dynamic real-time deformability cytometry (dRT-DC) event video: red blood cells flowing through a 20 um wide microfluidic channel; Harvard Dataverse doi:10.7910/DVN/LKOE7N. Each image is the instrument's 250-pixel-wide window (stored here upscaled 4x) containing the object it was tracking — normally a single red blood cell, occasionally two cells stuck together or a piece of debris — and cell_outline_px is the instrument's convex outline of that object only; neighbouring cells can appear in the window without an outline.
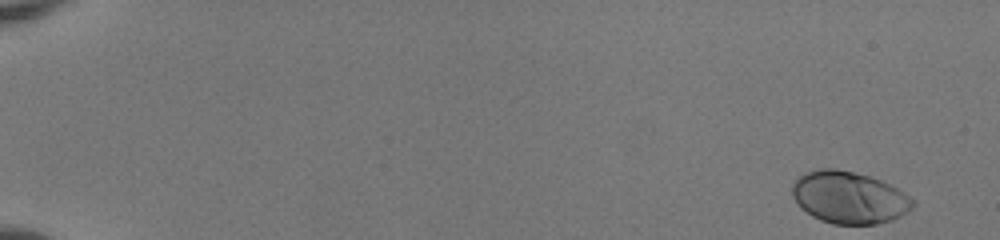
{"species": "human", "species_latin": "Homo sapiens", "temperature_condition": "room temperature", "stored_images_in_passage": 51, "camera_frame_rate_fps": 3000, "um_per_image_px": 0.085, "donor": {"sex": "female"}, "frame": {"image": 1, "passage_image": 1, "time_ms": 0.0, "image_size_px": [1000, 240], "cell_outline_px": [[916, 204], [912, 208], [900, 216], [892, 220], [876, 224], [832, 224], [820, 220], [812, 216], [800, 208], [796, 204], [792, 196], [792, 184], [804, 172], [820, 168], [836, 168], [868, 176], [880, 180], [904, 192]], "centroid_in_image_um": [72.13, 16.79], "position_along_channel_um": 12.9, "area_um2": 36.65}}
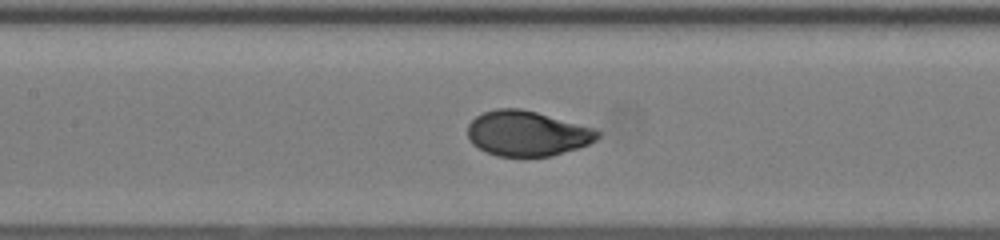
{"frame": {"image": 2, "passage_image": 26, "time_ms": 8.333, "image_size_px": [1000, 240], "cell_outline_px": [[600, 136], [596, 140], [588, 144], [552, 156], [496, 156], [472, 144], [468, 140], [468, 124], [476, 116], [484, 112], [496, 108], [520, 108], [536, 112], [596, 128], [600, 132]], "centroid_in_image_um": [44.81, 11.33], "position_along_channel_um": 162.6, "area_um2": 34.16}}
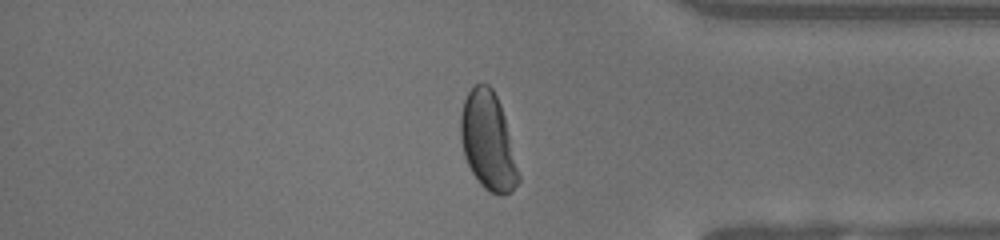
{"frame": {"image": 3, "passage_image": 44, "time_ms": 14.333, "image_size_px": [1000, 240], "cell_outline_px": [[520, 180], [508, 192], [500, 196], [488, 192], [480, 184], [472, 172], [464, 156], [460, 140], [460, 116], [464, 100], [468, 92], [476, 84], [488, 84], [492, 88], [500, 104], [504, 116], [520, 176]], "centroid_in_image_um": [41.46, 12.01], "position_along_channel_um": 393.7, "area_um2": 32.71}, "authors_computed_cell_mechanics": {"area_um2": 34.7956, "velocity_mm_per_s": 4.0232, "shape_relaxation_time_tau1_ms": 2.5435, "shape_relaxation_time_tau2_ms": null, "deformation_change_tau1": 0.1588, "deformation_change_tau2": null}}